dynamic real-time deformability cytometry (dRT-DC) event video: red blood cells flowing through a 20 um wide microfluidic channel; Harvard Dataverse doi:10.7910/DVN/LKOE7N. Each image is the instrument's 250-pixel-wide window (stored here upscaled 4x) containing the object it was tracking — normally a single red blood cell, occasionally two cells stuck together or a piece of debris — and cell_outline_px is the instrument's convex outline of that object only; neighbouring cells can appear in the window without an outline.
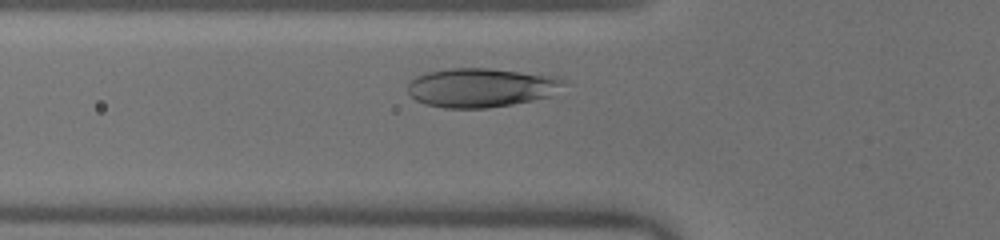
{"species": "human", "species_latin": "Homo sapiens", "temperature_condition": "warm", "stored_images_in_passage": 31, "camera_frame_rate_fps": 3000, "um_per_image_px": 0.085, "donor": {"sex": "male"}, "frame": {"image": 1, "passage_image": 8, "time_ms": 2.333, "image_size_px": [1000, 240], "cell_outline_px": [[564, 84], [548, 96], [532, 100], [512, 104], [488, 108], [444, 108], [424, 104], [416, 100], [408, 92], [408, 84], [416, 76], [428, 72], [452, 68], [488, 68], [560, 76], [564, 80]], "centroid_in_image_um": [40.87, 7.44], "position_along_channel_um": 84.9, "area_um2": 35.37}}
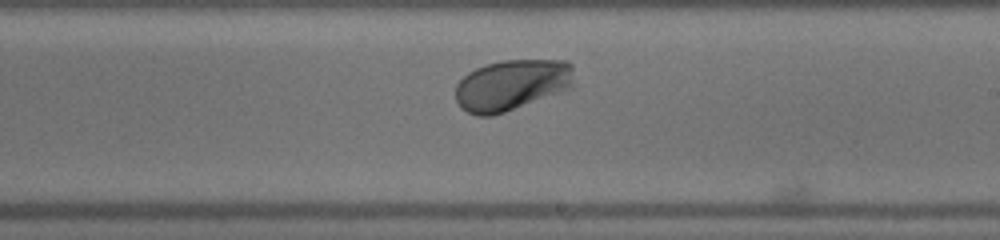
{"frame": {"image": 2, "passage_image": 20, "time_ms": 6.333, "image_size_px": [1000, 240], "cell_outline_px": [[572, 88], [504, 112], [492, 116], [476, 116], [460, 108], [456, 100], [456, 84], [468, 72], [484, 64], [504, 60], [568, 60], [572, 64]], "centroid_in_image_um": [43.48, 7.22], "position_along_channel_um": 245.5, "area_um2": 35.26}}
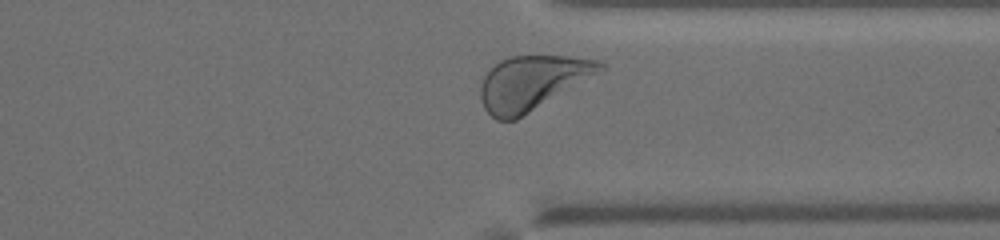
{"frame": {"image": 3, "passage_image": 29, "time_ms": 9.333, "image_size_px": [1000, 240], "cell_outline_px": [[608, 68], [516, 120], [496, 120], [484, 108], [480, 100], [480, 88], [484, 76], [500, 60], [508, 56], [564, 56], [600, 60]], "centroid_in_image_um": [45.24, 7.03], "position_along_channel_um": 366.2, "area_um2": 37.69}, "authors_computed_cell_mechanics": {"area_um2": 35.0846, "velocity_mm_per_s": 4.0219, "shape_relaxation_time_tau1_ms": 1.7489, "shape_relaxation_time_tau2_ms": 4.6219, "deformation_change_tau1": 0.1433, "deformation_change_tau2": 0.1225}}